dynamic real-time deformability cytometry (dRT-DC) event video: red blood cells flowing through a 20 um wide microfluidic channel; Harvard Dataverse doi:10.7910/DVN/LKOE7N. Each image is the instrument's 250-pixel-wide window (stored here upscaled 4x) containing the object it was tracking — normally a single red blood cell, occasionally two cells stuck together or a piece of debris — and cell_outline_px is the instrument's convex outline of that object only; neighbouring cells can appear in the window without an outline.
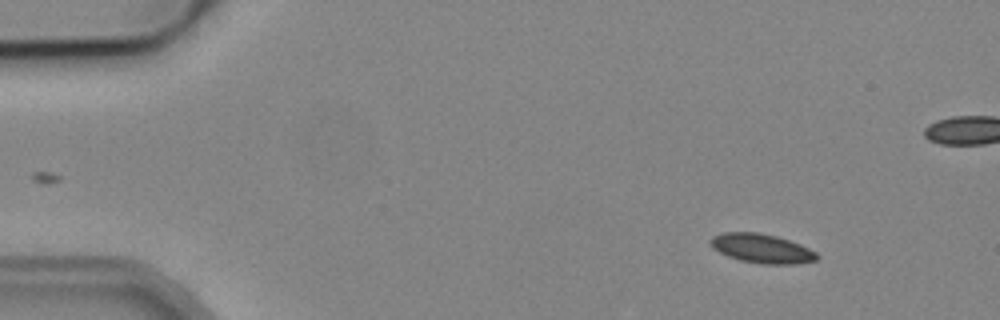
{"species": "common noctule bat (a hibernating species)", "species_latin": "Nyctalus noctula", "temperature_condition": "cold", "stored_images_in_passage": 6, "camera_frame_rate_fps": 3000, "um_per_image_px": 0.085, "animal": {"sex": "male", "body_mass_g": 19.2, "forearm_length_mm": 51.8}, "frame": {"image": 1, "passage_image": 1, "time_ms": 0.0, "image_size_px": [1000, 320], "cell_outline_px": [[820, 256], [816, 260], [796, 264], [760, 264], [740, 260], [728, 256], [712, 248], [708, 240], [712, 236], [724, 232], [760, 232], [776, 236], [800, 244], [816, 252]], "centroid_in_image_um": [64.73, 21.12], "position_along_channel_um": 20.3, "area_um2": 18.21}}